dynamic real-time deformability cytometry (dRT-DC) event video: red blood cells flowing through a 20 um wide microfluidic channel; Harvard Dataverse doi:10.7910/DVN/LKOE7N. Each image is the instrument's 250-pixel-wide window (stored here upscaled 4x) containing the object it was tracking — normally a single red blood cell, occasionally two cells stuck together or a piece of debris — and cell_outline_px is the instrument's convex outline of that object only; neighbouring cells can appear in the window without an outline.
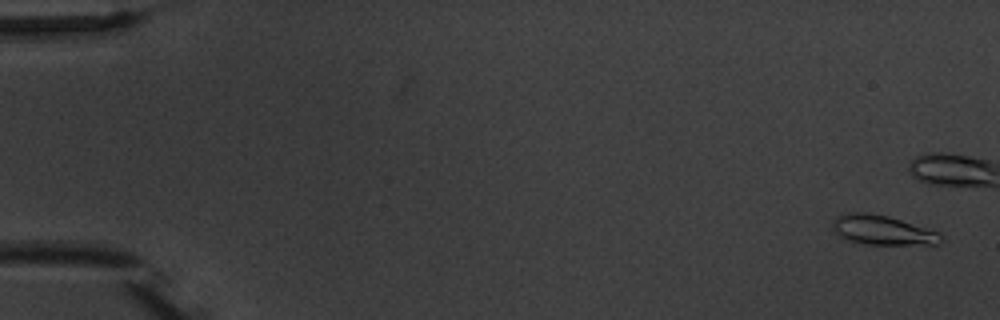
{"species": "common noctule bat (a hibernating species)", "species_latin": "Nyctalus noctula", "temperature_condition": "warm", "stored_images_in_passage": 15, "camera_frame_rate_fps": 3000, "um_per_image_px": 0.085, "animal": {"sex": "male", "body_mass_g": 20.1, "forearm_length_mm": 53.5}, "frame": {"image": 1, "passage_image": 1, "time_ms": 0.0, "image_size_px": [1000, 320], "cell_outline_px": [[944, 240], [936, 244], [868, 244], [848, 240], [840, 236], [832, 228], [832, 224], [836, 216], [848, 212], [864, 212], [888, 216], [940, 232], [944, 236]], "centroid_in_image_um": [75.03, 19.55], "position_along_channel_um": 10.0, "area_um2": 18.55}, "authors_computed_cell_mechanics": {"area_um2": 16.7042, "velocity_mm_per_s": 3.6808, "shape_relaxation_time_tau1_ms": 2.6188, "shape_relaxation_time_tau2_ms": 3.6792, "deformation_change_tau1": 0.1107, "deformation_change_tau2": 0.0733}}